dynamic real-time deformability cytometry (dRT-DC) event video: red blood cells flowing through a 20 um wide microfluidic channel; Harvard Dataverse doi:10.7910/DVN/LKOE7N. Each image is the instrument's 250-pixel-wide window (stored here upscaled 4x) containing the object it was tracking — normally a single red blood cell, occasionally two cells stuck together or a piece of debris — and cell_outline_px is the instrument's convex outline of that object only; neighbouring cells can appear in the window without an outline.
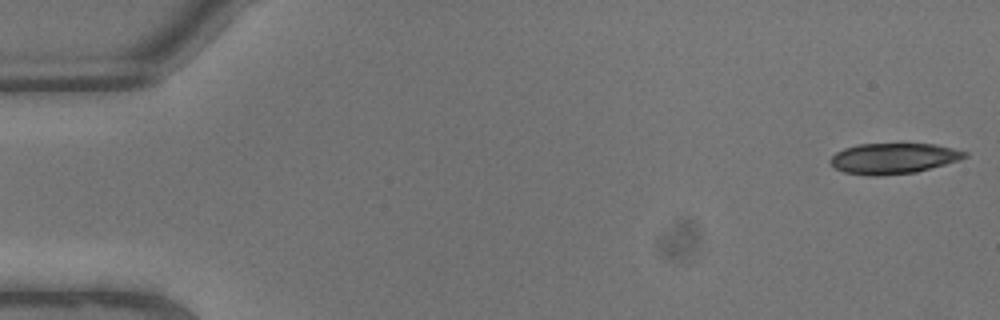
{"species": "common noctule bat (a hibernating species)", "species_latin": "Nyctalus noctula", "temperature_condition": "warm", "stored_images_in_passage": 8, "camera_frame_rate_fps": 3000, "um_per_image_px": 0.085, "animal": {"sex": "male", "body_mass_g": 13.3}, "frame": {"image": 1, "passage_image": 1, "time_ms": 0.0, "image_size_px": [1000, 320], "cell_outline_px": [[968, 156], [944, 164], [916, 172], [880, 176], [868, 176], [844, 172], [836, 168], [828, 160], [836, 152], [844, 148], [860, 144], [936, 144], [968, 152]], "centroid_in_image_um": [75.91, 13.47], "position_along_channel_um": 9.1, "area_um2": 23.87}}
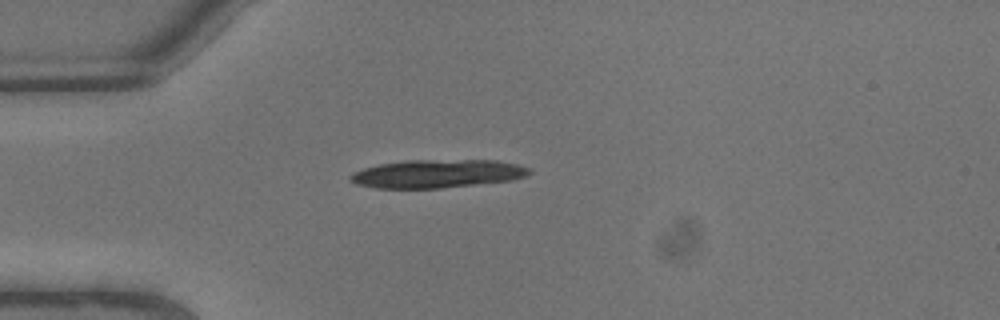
{"frame": {"image": 2, "passage_image": 6, "time_ms": 1.667, "image_size_px": [1000, 320], "cell_outline_px": [[532, 172], [528, 176], [512, 180], [440, 188], [376, 188], [356, 184], [348, 180], [348, 176], [352, 172], [364, 168], [380, 164], [408, 160], [496, 160], [516, 164], [532, 168]], "centroid_in_image_um": [37.17, 14.76], "position_along_channel_um": 47.8, "area_um2": 29.59}}